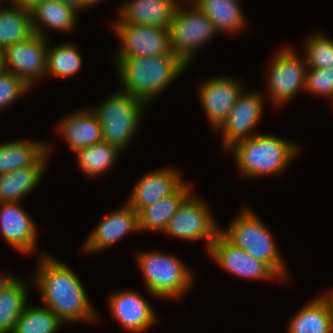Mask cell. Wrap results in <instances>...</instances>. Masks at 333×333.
<instances>
[{
  "label": "cell",
  "instance_id": "cell-1",
  "mask_svg": "<svg viewBox=\"0 0 333 333\" xmlns=\"http://www.w3.org/2000/svg\"><path fill=\"white\" fill-rule=\"evenodd\" d=\"M41 257L34 281L40 290L44 307L52 310L65 324L95 322L97 312L78 276L51 255L44 253Z\"/></svg>",
  "mask_w": 333,
  "mask_h": 333
},
{
  "label": "cell",
  "instance_id": "cell-2",
  "mask_svg": "<svg viewBox=\"0 0 333 333\" xmlns=\"http://www.w3.org/2000/svg\"><path fill=\"white\" fill-rule=\"evenodd\" d=\"M114 60L122 90L146 104L152 102L187 67L176 55L115 57Z\"/></svg>",
  "mask_w": 333,
  "mask_h": 333
},
{
  "label": "cell",
  "instance_id": "cell-3",
  "mask_svg": "<svg viewBox=\"0 0 333 333\" xmlns=\"http://www.w3.org/2000/svg\"><path fill=\"white\" fill-rule=\"evenodd\" d=\"M300 146L273 134H255L234 143L231 152L242 175L255 178L279 174L299 154Z\"/></svg>",
  "mask_w": 333,
  "mask_h": 333
},
{
  "label": "cell",
  "instance_id": "cell-4",
  "mask_svg": "<svg viewBox=\"0 0 333 333\" xmlns=\"http://www.w3.org/2000/svg\"><path fill=\"white\" fill-rule=\"evenodd\" d=\"M237 216L227 229H221L219 233L235 247L265 263L278 278H287V268L265 224L249 208H244Z\"/></svg>",
  "mask_w": 333,
  "mask_h": 333
},
{
  "label": "cell",
  "instance_id": "cell-5",
  "mask_svg": "<svg viewBox=\"0 0 333 333\" xmlns=\"http://www.w3.org/2000/svg\"><path fill=\"white\" fill-rule=\"evenodd\" d=\"M137 256L148 293L159 298L177 299L191 287L193 274L178 257L157 250L141 252Z\"/></svg>",
  "mask_w": 333,
  "mask_h": 333
},
{
  "label": "cell",
  "instance_id": "cell-6",
  "mask_svg": "<svg viewBox=\"0 0 333 333\" xmlns=\"http://www.w3.org/2000/svg\"><path fill=\"white\" fill-rule=\"evenodd\" d=\"M146 103L124 90L111 94L93 109L101 123L103 141L115 145L120 151L128 146Z\"/></svg>",
  "mask_w": 333,
  "mask_h": 333
},
{
  "label": "cell",
  "instance_id": "cell-7",
  "mask_svg": "<svg viewBox=\"0 0 333 333\" xmlns=\"http://www.w3.org/2000/svg\"><path fill=\"white\" fill-rule=\"evenodd\" d=\"M188 3L190 10L177 4L169 27L171 50L187 67L194 53L218 33L212 21L194 3Z\"/></svg>",
  "mask_w": 333,
  "mask_h": 333
},
{
  "label": "cell",
  "instance_id": "cell-8",
  "mask_svg": "<svg viewBox=\"0 0 333 333\" xmlns=\"http://www.w3.org/2000/svg\"><path fill=\"white\" fill-rule=\"evenodd\" d=\"M192 193L195 192H191L179 205L164 234L190 241L205 239L208 252L220 228L204 200Z\"/></svg>",
  "mask_w": 333,
  "mask_h": 333
},
{
  "label": "cell",
  "instance_id": "cell-9",
  "mask_svg": "<svg viewBox=\"0 0 333 333\" xmlns=\"http://www.w3.org/2000/svg\"><path fill=\"white\" fill-rule=\"evenodd\" d=\"M271 60L268 68V92L271 101L281 106L300 90L305 91L307 64L296 52L285 47L281 48Z\"/></svg>",
  "mask_w": 333,
  "mask_h": 333
},
{
  "label": "cell",
  "instance_id": "cell-10",
  "mask_svg": "<svg viewBox=\"0 0 333 333\" xmlns=\"http://www.w3.org/2000/svg\"><path fill=\"white\" fill-rule=\"evenodd\" d=\"M114 32L122 47L115 57L175 55L171 50L169 28L116 22Z\"/></svg>",
  "mask_w": 333,
  "mask_h": 333
},
{
  "label": "cell",
  "instance_id": "cell-11",
  "mask_svg": "<svg viewBox=\"0 0 333 333\" xmlns=\"http://www.w3.org/2000/svg\"><path fill=\"white\" fill-rule=\"evenodd\" d=\"M47 37L34 34L31 38L5 49L6 70L21 78L30 88L47 70ZM33 83V84H32Z\"/></svg>",
  "mask_w": 333,
  "mask_h": 333
},
{
  "label": "cell",
  "instance_id": "cell-12",
  "mask_svg": "<svg viewBox=\"0 0 333 333\" xmlns=\"http://www.w3.org/2000/svg\"><path fill=\"white\" fill-rule=\"evenodd\" d=\"M262 97L256 91L247 94L241 91L238 95L226 120L216 130L222 135L224 149L228 150L234 143L257 134L254 128L262 116Z\"/></svg>",
  "mask_w": 333,
  "mask_h": 333
},
{
  "label": "cell",
  "instance_id": "cell-13",
  "mask_svg": "<svg viewBox=\"0 0 333 333\" xmlns=\"http://www.w3.org/2000/svg\"><path fill=\"white\" fill-rule=\"evenodd\" d=\"M200 102L211 127L216 131L226 120L242 91L240 81L228 76L212 77L198 87Z\"/></svg>",
  "mask_w": 333,
  "mask_h": 333
},
{
  "label": "cell",
  "instance_id": "cell-14",
  "mask_svg": "<svg viewBox=\"0 0 333 333\" xmlns=\"http://www.w3.org/2000/svg\"><path fill=\"white\" fill-rule=\"evenodd\" d=\"M224 270L243 279H269L278 276L263 262L254 259L244 249L229 243L220 233L208 251Z\"/></svg>",
  "mask_w": 333,
  "mask_h": 333
},
{
  "label": "cell",
  "instance_id": "cell-15",
  "mask_svg": "<svg viewBox=\"0 0 333 333\" xmlns=\"http://www.w3.org/2000/svg\"><path fill=\"white\" fill-rule=\"evenodd\" d=\"M108 298L112 315L128 331L142 333L157 321L152 305L134 290L113 292Z\"/></svg>",
  "mask_w": 333,
  "mask_h": 333
},
{
  "label": "cell",
  "instance_id": "cell-16",
  "mask_svg": "<svg viewBox=\"0 0 333 333\" xmlns=\"http://www.w3.org/2000/svg\"><path fill=\"white\" fill-rule=\"evenodd\" d=\"M138 213L126 202L124 207L107 214L105 218L91 232L84 244L85 252L93 253L103 251L125 235L138 232Z\"/></svg>",
  "mask_w": 333,
  "mask_h": 333
},
{
  "label": "cell",
  "instance_id": "cell-17",
  "mask_svg": "<svg viewBox=\"0 0 333 333\" xmlns=\"http://www.w3.org/2000/svg\"><path fill=\"white\" fill-rule=\"evenodd\" d=\"M2 236L21 253H32L37 243V230L19 202L0 203Z\"/></svg>",
  "mask_w": 333,
  "mask_h": 333
},
{
  "label": "cell",
  "instance_id": "cell-18",
  "mask_svg": "<svg viewBox=\"0 0 333 333\" xmlns=\"http://www.w3.org/2000/svg\"><path fill=\"white\" fill-rule=\"evenodd\" d=\"M183 183L181 174L173 168L147 173L137 182L127 203L139 213L160 198L174 193Z\"/></svg>",
  "mask_w": 333,
  "mask_h": 333
},
{
  "label": "cell",
  "instance_id": "cell-19",
  "mask_svg": "<svg viewBox=\"0 0 333 333\" xmlns=\"http://www.w3.org/2000/svg\"><path fill=\"white\" fill-rule=\"evenodd\" d=\"M180 0H130L118 10V21L169 28L173 13Z\"/></svg>",
  "mask_w": 333,
  "mask_h": 333
},
{
  "label": "cell",
  "instance_id": "cell-20",
  "mask_svg": "<svg viewBox=\"0 0 333 333\" xmlns=\"http://www.w3.org/2000/svg\"><path fill=\"white\" fill-rule=\"evenodd\" d=\"M50 144L17 140L0 144V175L23 167H46Z\"/></svg>",
  "mask_w": 333,
  "mask_h": 333
},
{
  "label": "cell",
  "instance_id": "cell-21",
  "mask_svg": "<svg viewBox=\"0 0 333 333\" xmlns=\"http://www.w3.org/2000/svg\"><path fill=\"white\" fill-rule=\"evenodd\" d=\"M58 131L75 153L103 140L101 123L94 111L69 114L59 123Z\"/></svg>",
  "mask_w": 333,
  "mask_h": 333
},
{
  "label": "cell",
  "instance_id": "cell-22",
  "mask_svg": "<svg viewBox=\"0 0 333 333\" xmlns=\"http://www.w3.org/2000/svg\"><path fill=\"white\" fill-rule=\"evenodd\" d=\"M288 333H333V309L324 295L316 297L291 318Z\"/></svg>",
  "mask_w": 333,
  "mask_h": 333
},
{
  "label": "cell",
  "instance_id": "cell-23",
  "mask_svg": "<svg viewBox=\"0 0 333 333\" xmlns=\"http://www.w3.org/2000/svg\"><path fill=\"white\" fill-rule=\"evenodd\" d=\"M30 12L35 33L43 37H47L42 28L44 25L65 33L73 30L78 13L75 8L59 0H41Z\"/></svg>",
  "mask_w": 333,
  "mask_h": 333
},
{
  "label": "cell",
  "instance_id": "cell-24",
  "mask_svg": "<svg viewBox=\"0 0 333 333\" xmlns=\"http://www.w3.org/2000/svg\"><path fill=\"white\" fill-rule=\"evenodd\" d=\"M193 192L191 185L185 182L172 194L160 198L158 201L143 208L138 213L139 229L164 231L171 217L176 213L182 201Z\"/></svg>",
  "mask_w": 333,
  "mask_h": 333
},
{
  "label": "cell",
  "instance_id": "cell-25",
  "mask_svg": "<svg viewBox=\"0 0 333 333\" xmlns=\"http://www.w3.org/2000/svg\"><path fill=\"white\" fill-rule=\"evenodd\" d=\"M224 33H238L245 27L246 19L239 0H191Z\"/></svg>",
  "mask_w": 333,
  "mask_h": 333
},
{
  "label": "cell",
  "instance_id": "cell-26",
  "mask_svg": "<svg viewBox=\"0 0 333 333\" xmlns=\"http://www.w3.org/2000/svg\"><path fill=\"white\" fill-rule=\"evenodd\" d=\"M35 34L31 12L14 6H0V48L25 41Z\"/></svg>",
  "mask_w": 333,
  "mask_h": 333
},
{
  "label": "cell",
  "instance_id": "cell-27",
  "mask_svg": "<svg viewBox=\"0 0 333 333\" xmlns=\"http://www.w3.org/2000/svg\"><path fill=\"white\" fill-rule=\"evenodd\" d=\"M46 167H23L0 175V203L21 201L39 184Z\"/></svg>",
  "mask_w": 333,
  "mask_h": 333
},
{
  "label": "cell",
  "instance_id": "cell-28",
  "mask_svg": "<svg viewBox=\"0 0 333 333\" xmlns=\"http://www.w3.org/2000/svg\"><path fill=\"white\" fill-rule=\"evenodd\" d=\"M27 284L16 278L0 293V333H12L15 324L28 305Z\"/></svg>",
  "mask_w": 333,
  "mask_h": 333
},
{
  "label": "cell",
  "instance_id": "cell-29",
  "mask_svg": "<svg viewBox=\"0 0 333 333\" xmlns=\"http://www.w3.org/2000/svg\"><path fill=\"white\" fill-rule=\"evenodd\" d=\"M121 152L115 145L106 141L98 142L90 147L80 149L76 152L79 167L88 176L96 177L111 170L117 157Z\"/></svg>",
  "mask_w": 333,
  "mask_h": 333
},
{
  "label": "cell",
  "instance_id": "cell-30",
  "mask_svg": "<svg viewBox=\"0 0 333 333\" xmlns=\"http://www.w3.org/2000/svg\"><path fill=\"white\" fill-rule=\"evenodd\" d=\"M64 322L50 309L26 306L12 333H56Z\"/></svg>",
  "mask_w": 333,
  "mask_h": 333
},
{
  "label": "cell",
  "instance_id": "cell-31",
  "mask_svg": "<svg viewBox=\"0 0 333 333\" xmlns=\"http://www.w3.org/2000/svg\"><path fill=\"white\" fill-rule=\"evenodd\" d=\"M47 49L46 74L56 77H70L79 72L82 58L74 44L65 43Z\"/></svg>",
  "mask_w": 333,
  "mask_h": 333
},
{
  "label": "cell",
  "instance_id": "cell-32",
  "mask_svg": "<svg viewBox=\"0 0 333 333\" xmlns=\"http://www.w3.org/2000/svg\"><path fill=\"white\" fill-rule=\"evenodd\" d=\"M308 68L325 69L333 67V40L320 33L310 36L305 47Z\"/></svg>",
  "mask_w": 333,
  "mask_h": 333
},
{
  "label": "cell",
  "instance_id": "cell-33",
  "mask_svg": "<svg viewBox=\"0 0 333 333\" xmlns=\"http://www.w3.org/2000/svg\"><path fill=\"white\" fill-rule=\"evenodd\" d=\"M305 91L333 99V67L325 69L307 68Z\"/></svg>",
  "mask_w": 333,
  "mask_h": 333
},
{
  "label": "cell",
  "instance_id": "cell-34",
  "mask_svg": "<svg viewBox=\"0 0 333 333\" xmlns=\"http://www.w3.org/2000/svg\"><path fill=\"white\" fill-rule=\"evenodd\" d=\"M29 86L19 77L11 72H4L0 74V110L8 107L15 100L20 98Z\"/></svg>",
  "mask_w": 333,
  "mask_h": 333
},
{
  "label": "cell",
  "instance_id": "cell-35",
  "mask_svg": "<svg viewBox=\"0 0 333 333\" xmlns=\"http://www.w3.org/2000/svg\"><path fill=\"white\" fill-rule=\"evenodd\" d=\"M10 6L31 10L41 0H8Z\"/></svg>",
  "mask_w": 333,
  "mask_h": 333
},
{
  "label": "cell",
  "instance_id": "cell-36",
  "mask_svg": "<svg viewBox=\"0 0 333 333\" xmlns=\"http://www.w3.org/2000/svg\"><path fill=\"white\" fill-rule=\"evenodd\" d=\"M17 277L9 274L0 273V293L7 288Z\"/></svg>",
  "mask_w": 333,
  "mask_h": 333
},
{
  "label": "cell",
  "instance_id": "cell-37",
  "mask_svg": "<svg viewBox=\"0 0 333 333\" xmlns=\"http://www.w3.org/2000/svg\"><path fill=\"white\" fill-rule=\"evenodd\" d=\"M60 2L67 4L69 6H72L73 8H75L77 11H79L80 9H83V4L81 0H59Z\"/></svg>",
  "mask_w": 333,
  "mask_h": 333
},
{
  "label": "cell",
  "instance_id": "cell-38",
  "mask_svg": "<svg viewBox=\"0 0 333 333\" xmlns=\"http://www.w3.org/2000/svg\"><path fill=\"white\" fill-rule=\"evenodd\" d=\"M6 71L5 50L0 48V74Z\"/></svg>",
  "mask_w": 333,
  "mask_h": 333
},
{
  "label": "cell",
  "instance_id": "cell-39",
  "mask_svg": "<svg viewBox=\"0 0 333 333\" xmlns=\"http://www.w3.org/2000/svg\"><path fill=\"white\" fill-rule=\"evenodd\" d=\"M83 4V8L87 9L89 7L94 6L96 3L100 2L101 0H81Z\"/></svg>",
  "mask_w": 333,
  "mask_h": 333
},
{
  "label": "cell",
  "instance_id": "cell-40",
  "mask_svg": "<svg viewBox=\"0 0 333 333\" xmlns=\"http://www.w3.org/2000/svg\"><path fill=\"white\" fill-rule=\"evenodd\" d=\"M330 294H326L325 296L329 299L331 305H332V309H333V291L329 292Z\"/></svg>",
  "mask_w": 333,
  "mask_h": 333
}]
</instances>
